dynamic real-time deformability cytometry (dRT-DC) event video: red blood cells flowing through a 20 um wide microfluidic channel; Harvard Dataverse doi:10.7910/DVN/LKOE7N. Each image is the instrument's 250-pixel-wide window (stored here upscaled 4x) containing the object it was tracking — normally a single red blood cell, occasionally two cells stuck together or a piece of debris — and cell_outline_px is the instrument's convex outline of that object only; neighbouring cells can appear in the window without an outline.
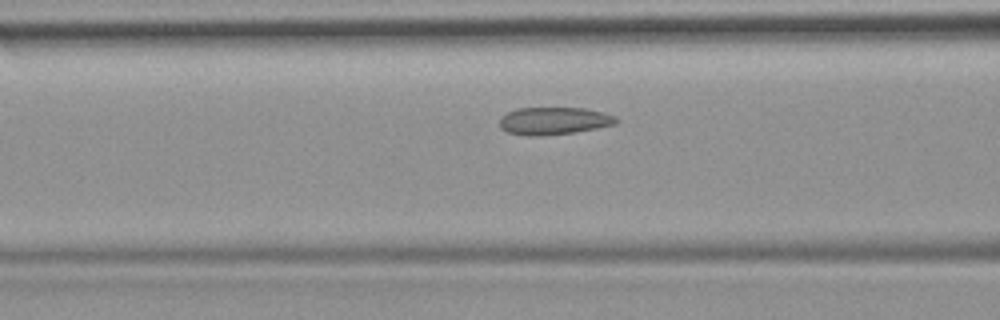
{"species": "common noctule bat (a hibernating species)", "species_latin": "Nyctalus noctula", "temperature_condition": "room temperature", "stored_images_in_passage": 44, "camera_frame_rate_fps": 3000, "um_per_image_px": 0.085, "animal": {"sex": "female", "body_mass_g": 19.9}, "frame": {"image": 1, "passage_image": 13, "time_ms": 4.0, "image_size_px": [1000, 320], "cell_outline_px": [[620, 120], [616, 124], [576, 132], [540, 136], [532, 136], [508, 132], [500, 128], [500, 116], [516, 108], [584, 108], [604, 112], [616, 116]], "centroid_in_image_um": [47.1, 10.27], "position_along_channel_um": 119.5, "area_um2": 18.79}, "authors_computed_cell_mechanics": {"area_um2": 18.8428, "velocity_mm_per_s": 3.9319, "shape_relaxation_time_tau1_ms": null, "shape_relaxation_time_tau2_ms": 3.7402, "deformation_change_tau1": null, "deformation_change_tau2": 0.061}}